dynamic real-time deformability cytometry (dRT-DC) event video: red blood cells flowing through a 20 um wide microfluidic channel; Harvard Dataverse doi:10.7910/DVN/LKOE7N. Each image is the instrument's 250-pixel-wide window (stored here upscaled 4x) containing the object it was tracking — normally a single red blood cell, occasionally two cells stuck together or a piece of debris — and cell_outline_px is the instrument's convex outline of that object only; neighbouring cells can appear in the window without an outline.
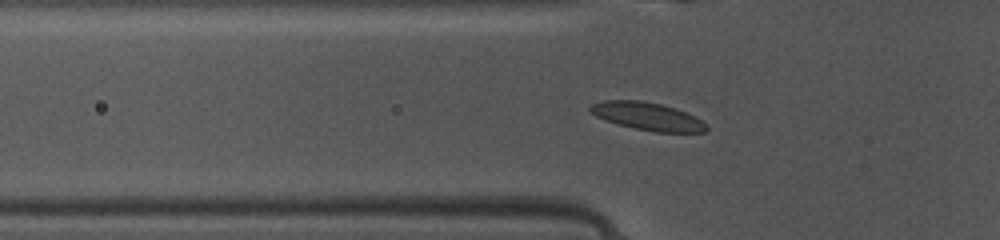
{"species": "common noctule bat (a hibernating species)", "species_latin": "Nyctalus noctula", "temperature_condition": "warm", "stored_images_in_passage": 20, "camera_frame_rate_fps": 3000, "um_per_image_px": 0.085, "animal": {"sex": "female", "body_mass_g": 10.0, "forearm_length_mm": 53.1}, "frame": {"image": 1, "passage_image": 17, "time_ms": 5.333, "image_size_px": [1000, 240], "cell_outline_px": [[708, 128], [704, 132], [656, 132], [636, 128], [604, 120], [588, 112], [588, 108], [592, 104], [604, 100], [640, 100], [660, 104], [684, 112], [700, 120]], "centroid_in_image_um": [54.96, 9.88], "position_along_channel_um": 70.8, "area_um2": 18.44}}